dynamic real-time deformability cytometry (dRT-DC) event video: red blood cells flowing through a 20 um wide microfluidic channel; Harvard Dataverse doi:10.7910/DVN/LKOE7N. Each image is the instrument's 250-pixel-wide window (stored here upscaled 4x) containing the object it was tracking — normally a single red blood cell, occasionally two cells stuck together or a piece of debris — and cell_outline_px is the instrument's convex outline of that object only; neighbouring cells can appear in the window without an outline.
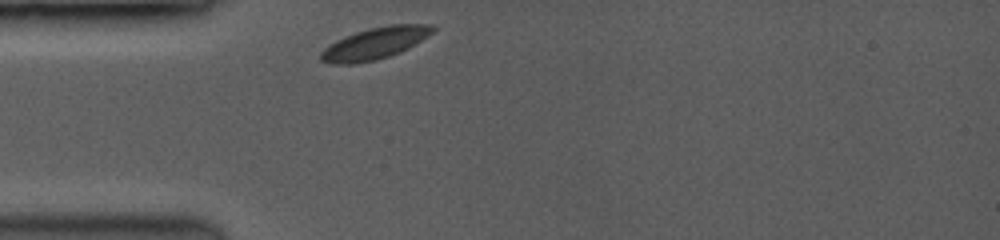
{"species": "common noctule bat (a hibernating species)", "species_latin": "Nyctalus noctula", "temperature_condition": "room temperature", "stored_images_in_passage": 22, "camera_frame_rate_fps": 3500, "um_per_image_px": 0.085, "animal": {"sex": "female", "body_mass_g": 19.0, "forearm_length_mm": 53.3}, "frame": {"image": 1, "passage_image": 1, "time_ms": 0.0, "image_size_px": [1000, 240], "cell_outline_px": [[436, 28], [428, 36], [408, 48], [388, 56], [376, 60], [352, 64], [332, 64], [320, 60], [320, 52], [328, 44], [344, 36], [368, 28], [388, 24], [432, 24]], "centroid_in_image_um": [31.84, 3.67], "position_along_channel_um": 53.2, "area_um2": 20.75}}
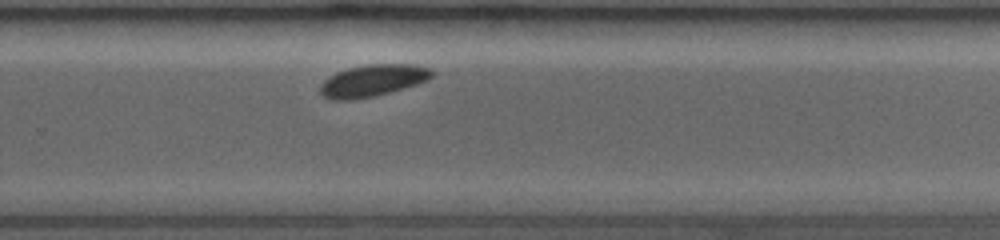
{"frame": {"image": 2, "passage_image": 16, "time_ms": 6.571, "image_size_px": [1000, 240], "cell_outline_px": [[432, 76], [428, 80], [416, 84], [376, 96], [352, 100], [332, 100], [324, 96], [320, 92], [320, 88], [324, 80], [340, 72], [352, 68], [372, 64], [408, 64], [428, 68], [432, 72]], "centroid_in_image_um": [31.68, 6.87], "position_along_channel_um": 298.1, "area_um2": 20.17}}
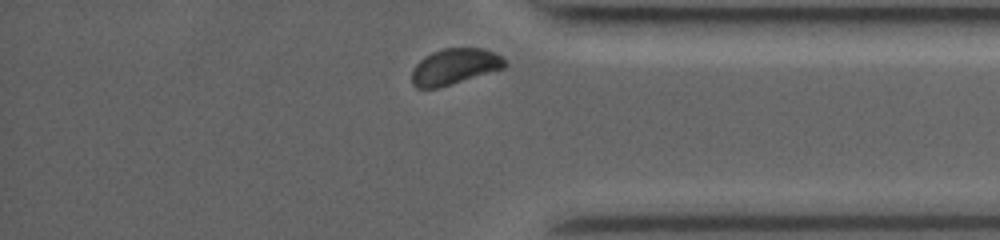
{"frame": {"image": 3, "passage_image": 22, "time_ms": 9.143, "image_size_px": [1000, 240], "cell_outline_px": [[508, 64], [504, 68], [436, 88], [416, 88], [412, 84], [412, 68], [424, 56], [432, 52], [444, 48], [480, 48], [492, 52], [500, 56]], "centroid_in_image_um": [38.6, 5.65], "position_along_channel_um": 396.6, "area_um2": 19.19}, "authors_computed_cell_mechanics": {"area_um2": 20.2878, "velocity_mm_per_s": 3.8488, "shape_relaxation_time_tau1_ms": 0.933, "shape_relaxation_time_tau2_ms": null, "deformation_change_tau1": 0.0315, "deformation_change_tau2": null}}